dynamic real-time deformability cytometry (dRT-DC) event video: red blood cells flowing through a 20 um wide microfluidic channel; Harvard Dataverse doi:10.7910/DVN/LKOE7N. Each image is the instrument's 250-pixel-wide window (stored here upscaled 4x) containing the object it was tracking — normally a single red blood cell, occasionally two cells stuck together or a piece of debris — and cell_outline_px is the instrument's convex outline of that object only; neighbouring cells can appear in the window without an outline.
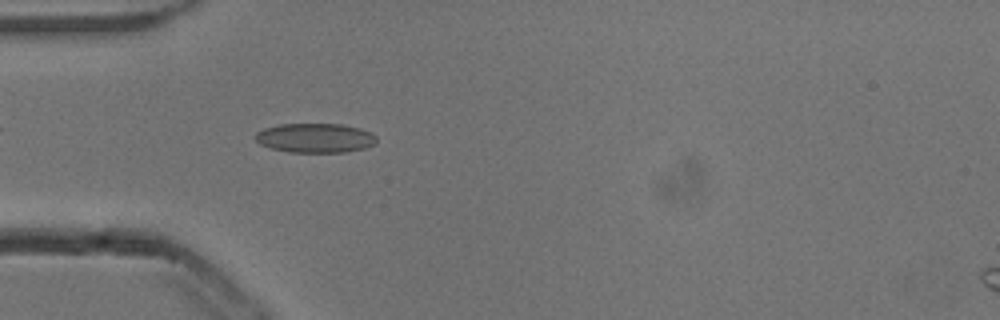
{"species": "common noctule bat (a hibernating species)", "species_latin": "Nyctalus noctula", "temperature_condition": "cold", "stored_images_in_passage": 52, "camera_frame_rate_fps": 3000, "um_per_image_px": 0.085, "animal": {"sex": "male", "body_mass_g": 13.3}, "frame": {"image": 1, "passage_image": 15, "time_ms": 4.667, "image_size_px": [1000, 320], "cell_outline_px": [[376, 144], [364, 148], [348, 152], [288, 152], [272, 148], [260, 144], [252, 136], [256, 132], [264, 128], [280, 124], [340, 124], [360, 128], [372, 132], [376, 136]], "centroid_in_image_um": [26.79, 11.72], "position_along_channel_um": 58.2, "area_um2": 20.92}}
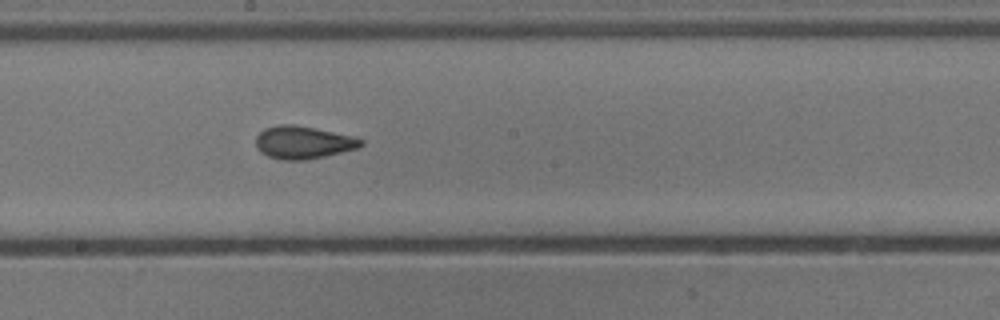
{"frame": {"image": 2, "passage_image": 28, "time_ms": 9.0, "image_size_px": [1000, 320], "cell_outline_px": [[364, 144], [360, 148], [324, 156], [304, 160], [284, 160], [268, 156], [260, 152], [256, 148], [256, 136], [264, 128], [280, 124], [292, 124], [316, 128], [356, 136], [364, 140]], "centroid_in_image_um": [25.8, 12.1], "position_along_channel_um": 222.4, "area_um2": 20.29}}
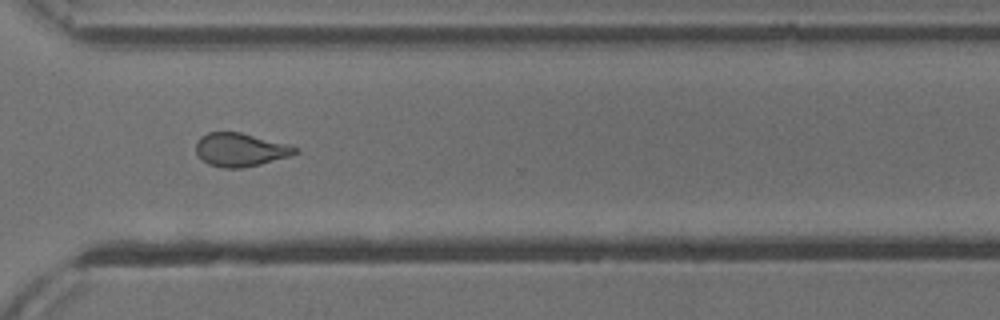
{"frame": {"image": 3, "passage_image": 38, "time_ms": 12.333, "image_size_px": [1000, 320], "cell_outline_px": [[300, 152], [292, 156], [260, 164], [240, 168], [224, 168], [208, 164], [196, 152], [196, 140], [200, 136], [208, 132], [240, 132], [288, 144], [300, 148]], "centroid_in_image_um": [20.47, 12.72], "position_along_channel_um": 350.1, "area_um2": 19.42}, "authors_computed_cell_mechanics": {"area_um2": 19.652, "velocity_mm_per_s": 3.8402, "shape_relaxation_time_tau1_ms": 8.3053, "shape_relaxation_time_tau2_ms": 2.1462, "deformation_change_tau1": 0.1592, "deformation_change_tau2": 0.0743}}